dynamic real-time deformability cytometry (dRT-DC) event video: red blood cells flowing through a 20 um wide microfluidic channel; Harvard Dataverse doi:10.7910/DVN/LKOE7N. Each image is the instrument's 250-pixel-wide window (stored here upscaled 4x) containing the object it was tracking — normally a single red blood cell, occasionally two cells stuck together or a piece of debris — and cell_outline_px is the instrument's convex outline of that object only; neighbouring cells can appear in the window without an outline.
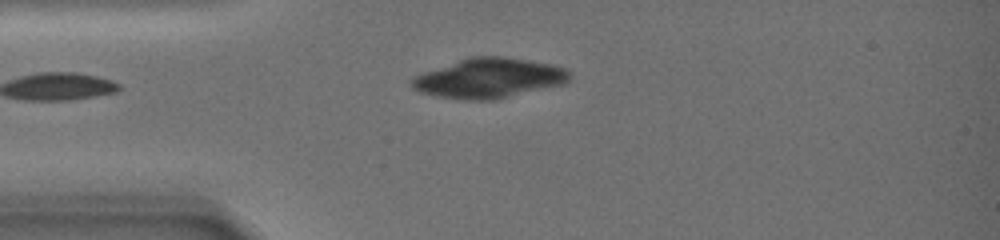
{"species": "common noctule bat (a hibernating species)", "species_latin": "Nyctalus noctula", "temperature_condition": "warm", "stored_images_in_passage": 6, "camera_frame_rate_fps": 3000, "um_per_image_px": 0.085, "animal": {"sex": "female", "body_mass_g": 19.0, "forearm_length_mm": 51.5}, "frame": {"image": 1, "passage_image": 6, "time_ms": 5.0, "image_size_px": [1000, 240], "cell_outline_px": [[572, 76], [564, 84], [496, 100], [460, 100], [436, 96], [420, 92], [412, 88], [408, 84], [408, 80], [412, 76], [472, 56], [504, 56], [552, 64], [564, 68]], "centroid_in_image_um": [41.53, 6.66], "position_along_channel_um": 43.5, "area_um2": 36.88}}